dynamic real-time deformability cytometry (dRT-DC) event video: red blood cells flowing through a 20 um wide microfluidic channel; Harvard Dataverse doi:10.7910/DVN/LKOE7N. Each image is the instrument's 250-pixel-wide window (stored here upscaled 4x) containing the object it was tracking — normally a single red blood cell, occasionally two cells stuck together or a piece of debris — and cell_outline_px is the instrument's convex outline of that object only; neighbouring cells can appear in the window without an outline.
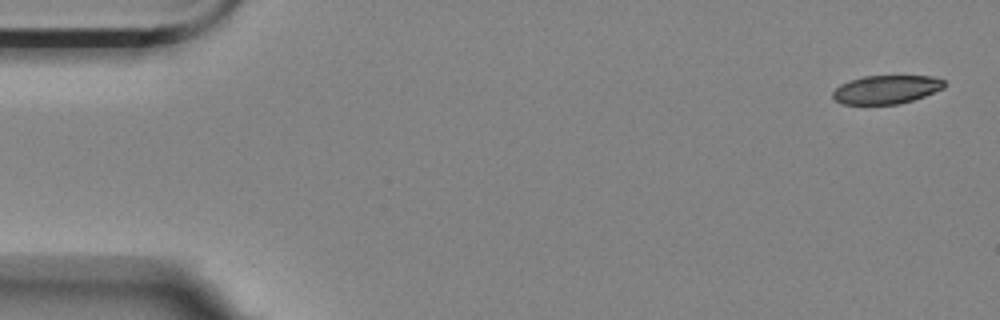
{"species": "Egyptian fruit bat (a non-hibernating species)", "species_latin": "Rousettus aegyptiacus", "temperature_condition": "room temperature", "stored_images_in_passage": 2, "camera_frame_rate_fps": 3000, "um_per_image_px": 0.085, "animal": {"sex": "female"}, "frame": {"image": 1, "passage_image": 2, "time_ms": 1.667, "image_size_px": [1000, 320], "cell_outline_px": [[944, 88], [924, 96], [900, 104], [840, 104], [832, 96], [832, 92], [840, 84], [864, 76], [932, 76], [944, 80]], "centroid_in_image_um": [75.32, 7.61], "position_along_channel_um": 9.7, "area_um2": 18.44}}